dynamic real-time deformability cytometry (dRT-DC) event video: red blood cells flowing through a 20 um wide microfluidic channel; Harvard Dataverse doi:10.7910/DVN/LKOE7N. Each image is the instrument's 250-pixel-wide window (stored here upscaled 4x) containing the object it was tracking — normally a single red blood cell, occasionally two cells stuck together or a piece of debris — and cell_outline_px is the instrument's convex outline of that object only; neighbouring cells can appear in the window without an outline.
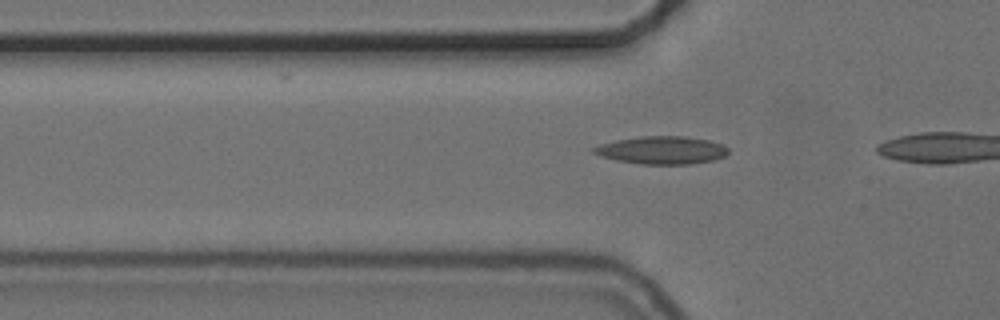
{"species": "common noctule bat (a hibernating species)", "species_latin": "Nyctalus noctula", "temperature_condition": "cold", "stored_images_in_passage": 16, "camera_frame_rate_fps": 3000, "um_per_image_px": 0.085, "animal": {"sex": "female", "body_mass_g": 24.6, "forearm_length_mm": 56.2}, "frame": {"image": 1, "passage_image": 10, "time_ms": 3.0, "image_size_px": [1000, 320], "cell_outline_px": [[728, 152], [724, 156], [712, 160], [692, 164], [640, 164], [616, 160], [600, 156], [592, 152], [592, 148], [600, 144], [616, 140], [640, 136], [684, 136], [708, 140], [724, 144], [728, 148]], "centroid_in_image_um": [56.25, 12.76], "position_along_channel_um": 69.6, "area_um2": 21.85}}
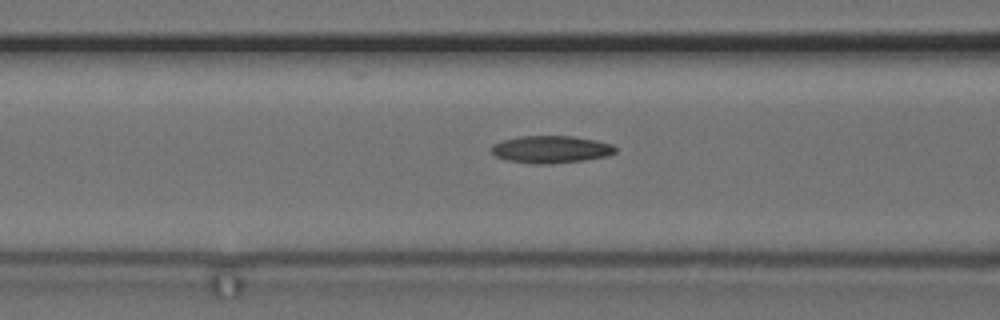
{"frame": {"image": 2, "passage_image": 14, "time_ms": 4.333, "image_size_px": [1000, 320], "cell_outline_px": [[616, 152], [608, 156], [584, 160], [552, 164], [536, 164], [508, 160], [496, 156], [488, 148], [492, 144], [500, 140], [520, 136], [572, 136], [596, 140], [612, 144], [616, 148]], "centroid_in_image_um": [46.81, 12.69], "position_along_channel_um": 119.8, "area_um2": 19.94}}